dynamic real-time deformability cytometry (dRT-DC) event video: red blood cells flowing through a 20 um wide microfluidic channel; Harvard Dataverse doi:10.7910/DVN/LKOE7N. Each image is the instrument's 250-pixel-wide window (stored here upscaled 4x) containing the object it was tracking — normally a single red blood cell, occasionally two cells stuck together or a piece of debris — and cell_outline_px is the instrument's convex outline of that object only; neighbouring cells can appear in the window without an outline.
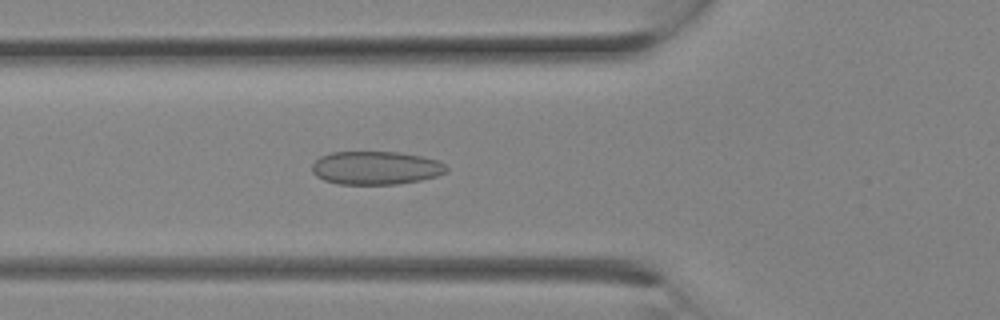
{"species": "Egyptian fruit bat (a non-hibernating species)", "species_latin": "Rousettus aegyptiacus", "temperature_condition": "room temperature", "stored_images_in_passage": 8, "camera_frame_rate_fps": 3000, "um_per_image_px": 0.085, "animal": {"sex": "female"}, "frame": {"image": 1, "passage_image": 8, "time_ms": 2.333, "image_size_px": [1000, 320], "cell_outline_px": [[448, 172], [436, 176], [420, 180], [396, 184], [340, 184], [324, 180], [316, 176], [312, 172], [312, 164], [320, 156], [332, 152], [400, 152], [420, 156], [436, 160], [444, 164], [448, 168]], "centroid_in_image_um": [31.93, 14.27], "position_along_channel_um": 93.9, "area_um2": 26.07}}